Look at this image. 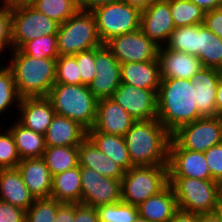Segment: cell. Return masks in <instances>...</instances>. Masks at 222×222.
Masks as SVG:
<instances>
[{
  "label": "cell",
  "mask_w": 222,
  "mask_h": 222,
  "mask_svg": "<svg viewBox=\"0 0 222 222\" xmlns=\"http://www.w3.org/2000/svg\"><path fill=\"white\" fill-rule=\"evenodd\" d=\"M61 203L51 197L35 199L34 203L26 210V222H54Z\"/></svg>",
  "instance_id": "cell-38"
},
{
  "label": "cell",
  "mask_w": 222,
  "mask_h": 222,
  "mask_svg": "<svg viewBox=\"0 0 222 222\" xmlns=\"http://www.w3.org/2000/svg\"><path fill=\"white\" fill-rule=\"evenodd\" d=\"M0 126V169L16 168L21 161L13 135L11 131L5 127L4 132Z\"/></svg>",
  "instance_id": "cell-40"
},
{
  "label": "cell",
  "mask_w": 222,
  "mask_h": 222,
  "mask_svg": "<svg viewBox=\"0 0 222 222\" xmlns=\"http://www.w3.org/2000/svg\"><path fill=\"white\" fill-rule=\"evenodd\" d=\"M111 99L118 103L135 120L157 118V92L121 83Z\"/></svg>",
  "instance_id": "cell-14"
},
{
  "label": "cell",
  "mask_w": 222,
  "mask_h": 222,
  "mask_svg": "<svg viewBox=\"0 0 222 222\" xmlns=\"http://www.w3.org/2000/svg\"><path fill=\"white\" fill-rule=\"evenodd\" d=\"M171 138L183 149L204 153L222 143V117H201L179 127Z\"/></svg>",
  "instance_id": "cell-10"
},
{
  "label": "cell",
  "mask_w": 222,
  "mask_h": 222,
  "mask_svg": "<svg viewBox=\"0 0 222 222\" xmlns=\"http://www.w3.org/2000/svg\"><path fill=\"white\" fill-rule=\"evenodd\" d=\"M21 96L19 95L13 73L7 65L0 68V116L1 114L10 111V108L16 106V111L19 108ZM1 121V120H0Z\"/></svg>",
  "instance_id": "cell-35"
},
{
  "label": "cell",
  "mask_w": 222,
  "mask_h": 222,
  "mask_svg": "<svg viewBox=\"0 0 222 222\" xmlns=\"http://www.w3.org/2000/svg\"><path fill=\"white\" fill-rule=\"evenodd\" d=\"M204 156L212 179L217 181L222 176V143L209 148Z\"/></svg>",
  "instance_id": "cell-43"
},
{
  "label": "cell",
  "mask_w": 222,
  "mask_h": 222,
  "mask_svg": "<svg viewBox=\"0 0 222 222\" xmlns=\"http://www.w3.org/2000/svg\"><path fill=\"white\" fill-rule=\"evenodd\" d=\"M75 222H99L96 209L75 203Z\"/></svg>",
  "instance_id": "cell-46"
},
{
  "label": "cell",
  "mask_w": 222,
  "mask_h": 222,
  "mask_svg": "<svg viewBox=\"0 0 222 222\" xmlns=\"http://www.w3.org/2000/svg\"><path fill=\"white\" fill-rule=\"evenodd\" d=\"M20 50L34 58L57 59L59 57L57 34L41 36L26 42Z\"/></svg>",
  "instance_id": "cell-37"
},
{
  "label": "cell",
  "mask_w": 222,
  "mask_h": 222,
  "mask_svg": "<svg viewBox=\"0 0 222 222\" xmlns=\"http://www.w3.org/2000/svg\"><path fill=\"white\" fill-rule=\"evenodd\" d=\"M11 18V8L0 6V59L4 57V51H13V44L11 39Z\"/></svg>",
  "instance_id": "cell-42"
},
{
  "label": "cell",
  "mask_w": 222,
  "mask_h": 222,
  "mask_svg": "<svg viewBox=\"0 0 222 222\" xmlns=\"http://www.w3.org/2000/svg\"><path fill=\"white\" fill-rule=\"evenodd\" d=\"M7 66L21 98L47 97L55 84L56 59L34 58L20 49L10 52Z\"/></svg>",
  "instance_id": "cell-3"
},
{
  "label": "cell",
  "mask_w": 222,
  "mask_h": 222,
  "mask_svg": "<svg viewBox=\"0 0 222 222\" xmlns=\"http://www.w3.org/2000/svg\"><path fill=\"white\" fill-rule=\"evenodd\" d=\"M2 60H3V59L0 60V68L4 65V64L1 63ZM1 64H2V65H1Z\"/></svg>",
  "instance_id": "cell-57"
},
{
  "label": "cell",
  "mask_w": 222,
  "mask_h": 222,
  "mask_svg": "<svg viewBox=\"0 0 222 222\" xmlns=\"http://www.w3.org/2000/svg\"><path fill=\"white\" fill-rule=\"evenodd\" d=\"M120 68L121 64L106 45L95 48L96 75L88 88L98 100L111 98L120 86Z\"/></svg>",
  "instance_id": "cell-13"
},
{
  "label": "cell",
  "mask_w": 222,
  "mask_h": 222,
  "mask_svg": "<svg viewBox=\"0 0 222 222\" xmlns=\"http://www.w3.org/2000/svg\"><path fill=\"white\" fill-rule=\"evenodd\" d=\"M0 200L27 210L35 201L16 168L0 169Z\"/></svg>",
  "instance_id": "cell-25"
},
{
  "label": "cell",
  "mask_w": 222,
  "mask_h": 222,
  "mask_svg": "<svg viewBox=\"0 0 222 222\" xmlns=\"http://www.w3.org/2000/svg\"><path fill=\"white\" fill-rule=\"evenodd\" d=\"M216 182H217V188H218V199H219L220 205L222 206V176Z\"/></svg>",
  "instance_id": "cell-55"
},
{
  "label": "cell",
  "mask_w": 222,
  "mask_h": 222,
  "mask_svg": "<svg viewBox=\"0 0 222 222\" xmlns=\"http://www.w3.org/2000/svg\"><path fill=\"white\" fill-rule=\"evenodd\" d=\"M169 222H199V214L178 209Z\"/></svg>",
  "instance_id": "cell-49"
},
{
  "label": "cell",
  "mask_w": 222,
  "mask_h": 222,
  "mask_svg": "<svg viewBox=\"0 0 222 222\" xmlns=\"http://www.w3.org/2000/svg\"><path fill=\"white\" fill-rule=\"evenodd\" d=\"M8 129L13 135L16 149L20 159L39 158L43 156L46 149L44 135L26 128L18 120Z\"/></svg>",
  "instance_id": "cell-28"
},
{
  "label": "cell",
  "mask_w": 222,
  "mask_h": 222,
  "mask_svg": "<svg viewBox=\"0 0 222 222\" xmlns=\"http://www.w3.org/2000/svg\"><path fill=\"white\" fill-rule=\"evenodd\" d=\"M205 12L222 7V0H190Z\"/></svg>",
  "instance_id": "cell-50"
},
{
  "label": "cell",
  "mask_w": 222,
  "mask_h": 222,
  "mask_svg": "<svg viewBox=\"0 0 222 222\" xmlns=\"http://www.w3.org/2000/svg\"><path fill=\"white\" fill-rule=\"evenodd\" d=\"M11 39L13 49L41 36L57 34L59 23L37 11L31 5L11 8Z\"/></svg>",
  "instance_id": "cell-9"
},
{
  "label": "cell",
  "mask_w": 222,
  "mask_h": 222,
  "mask_svg": "<svg viewBox=\"0 0 222 222\" xmlns=\"http://www.w3.org/2000/svg\"><path fill=\"white\" fill-rule=\"evenodd\" d=\"M55 114L47 97L21 98L16 119L26 128L45 135Z\"/></svg>",
  "instance_id": "cell-19"
},
{
  "label": "cell",
  "mask_w": 222,
  "mask_h": 222,
  "mask_svg": "<svg viewBox=\"0 0 222 222\" xmlns=\"http://www.w3.org/2000/svg\"><path fill=\"white\" fill-rule=\"evenodd\" d=\"M42 158L53 176L79 165L78 146H46Z\"/></svg>",
  "instance_id": "cell-31"
},
{
  "label": "cell",
  "mask_w": 222,
  "mask_h": 222,
  "mask_svg": "<svg viewBox=\"0 0 222 222\" xmlns=\"http://www.w3.org/2000/svg\"><path fill=\"white\" fill-rule=\"evenodd\" d=\"M76 58L81 84L88 86L96 75L95 69V48L82 51L73 55Z\"/></svg>",
  "instance_id": "cell-41"
},
{
  "label": "cell",
  "mask_w": 222,
  "mask_h": 222,
  "mask_svg": "<svg viewBox=\"0 0 222 222\" xmlns=\"http://www.w3.org/2000/svg\"><path fill=\"white\" fill-rule=\"evenodd\" d=\"M122 1L142 11L148 8L155 0H122Z\"/></svg>",
  "instance_id": "cell-52"
},
{
  "label": "cell",
  "mask_w": 222,
  "mask_h": 222,
  "mask_svg": "<svg viewBox=\"0 0 222 222\" xmlns=\"http://www.w3.org/2000/svg\"><path fill=\"white\" fill-rule=\"evenodd\" d=\"M203 67L222 70V39L199 24L198 56Z\"/></svg>",
  "instance_id": "cell-30"
},
{
  "label": "cell",
  "mask_w": 222,
  "mask_h": 222,
  "mask_svg": "<svg viewBox=\"0 0 222 222\" xmlns=\"http://www.w3.org/2000/svg\"><path fill=\"white\" fill-rule=\"evenodd\" d=\"M0 2L2 7L12 8L21 5H30L33 0H1Z\"/></svg>",
  "instance_id": "cell-54"
},
{
  "label": "cell",
  "mask_w": 222,
  "mask_h": 222,
  "mask_svg": "<svg viewBox=\"0 0 222 222\" xmlns=\"http://www.w3.org/2000/svg\"><path fill=\"white\" fill-rule=\"evenodd\" d=\"M178 209L195 214L214 213L222 209L215 180L168 177Z\"/></svg>",
  "instance_id": "cell-5"
},
{
  "label": "cell",
  "mask_w": 222,
  "mask_h": 222,
  "mask_svg": "<svg viewBox=\"0 0 222 222\" xmlns=\"http://www.w3.org/2000/svg\"><path fill=\"white\" fill-rule=\"evenodd\" d=\"M174 29L170 0H155L141 11L140 30L158 47L166 45Z\"/></svg>",
  "instance_id": "cell-16"
},
{
  "label": "cell",
  "mask_w": 222,
  "mask_h": 222,
  "mask_svg": "<svg viewBox=\"0 0 222 222\" xmlns=\"http://www.w3.org/2000/svg\"><path fill=\"white\" fill-rule=\"evenodd\" d=\"M99 222H133L139 215L138 207L124 201L95 208Z\"/></svg>",
  "instance_id": "cell-36"
},
{
  "label": "cell",
  "mask_w": 222,
  "mask_h": 222,
  "mask_svg": "<svg viewBox=\"0 0 222 222\" xmlns=\"http://www.w3.org/2000/svg\"><path fill=\"white\" fill-rule=\"evenodd\" d=\"M78 159L79 165L89 167L103 176L121 180L125 174V170L101 152L88 137L78 145Z\"/></svg>",
  "instance_id": "cell-24"
},
{
  "label": "cell",
  "mask_w": 222,
  "mask_h": 222,
  "mask_svg": "<svg viewBox=\"0 0 222 222\" xmlns=\"http://www.w3.org/2000/svg\"><path fill=\"white\" fill-rule=\"evenodd\" d=\"M80 174L81 204L96 208L121 201V180L103 176L81 165Z\"/></svg>",
  "instance_id": "cell-11"
},
{
  "label": "cell",
  "mask_w": 222,
  "mask_h": 222,
  "mask_svg": "<svg viewBox=\"0 0 222 222\" xmlns=\"http://www.w3.org/2000/svg\"><path fill=\"white\" fill-rule=\"evenodd\" d=\"M199 24L175 28L166 43L168 49L198 56Z\"/></svg>",
  "instance_id": "cell-32"
},
{
  "label": "cell",
  "mask_w": 222,
  "mask_h": 222,
  "mask_svg": "<svg viewBox=\"0 0 222 222\" xmlns=\"http://www.w3.org/2000/svg\"><path fill=\"white\" fill-rule=\"evenodd\" d=\"M167 166L168 177L213 180L204 153L183 149L172 138Z\"/></svg>",
  "instance_id": "cell-15"
},
{
  "label": "cell",
  "mask_w": 222,
  "mask_h": 222,
  "mask_svg": "<svg viewBox=\"0 0 222 222\" xmlns=\"http://www.w3.org/2000/svg\"><path fill=\"white\" fill-rule=\"evenodd\" d=\"M137 207L139 215L149 222H169L178 210L174 191L169 184Z\"/></svg>",
  "instance_id": "cell-26"
},
{
  "label": "cell",
  "mask_w": 222,
  "mask_h": 222,
  "mask_svg": "<svg viewBox=\"0 0 222 222\" xmlns=\"http://www.w3.org/2000/svg\"><path fill=\"white\" fill-rule=\"evenodd\" d=\"M47 98L57 115L80 123L87 130L95 123L98 99L88 86L55 83Z\"/></svg>",
  "instance_id": "cell-4"
},
{
  "label": "cell",
  "mask_w": 222,
  "mask_h": 222,
  "mask_svg": "<svg viewBox=\"0 0 222 222\" xmlns=\"http://www.w3.org/2000/svg\"><path fill=\"white\" fill-rule=\"evenodd\" d=\"M86 137L87 129L80 123L57 114L44 135L45 145L51 147L78 146Z\"/></svg>",
  "instance_id": "cell-22"
},
{
  "label": "cell",
  "mask_w": 222,
  "mask_h": 222,
  "mask_svg": "<svg viewBox=\"0 0 222 222\" xmlns=\"http://www.w3.org/2000/svg\"><path fill=\"white\" fill-rule=\"evenodd\" d=\"M57 45L59 56L74 55L102 46L92 12L78 10L64 23L59 24Z\"/></svg>",
  "instance_id": "cell-6"
},
{
  "label": "cell",
  "mask_w": 222,
  "mask_h": 222,
  "mask_svg": "<svg viewBox=\"0 0 222 222\" xmlns=\"http://www.w3.org/2000/svg\"><path fill=\"white\" fill-rule=\"evenodd\" d=\"M199 222H222V209L208 214H199Z\"/></svg>",
  "instance_id": "cell-51"
},
{
  "label": "cell",
  "mask_w": 222,
  "mask_h": 222,
  "mask_svg": "<svg viewBox=\"0 0 222 222\" xmlns=\"http://www.w3.org/2000/svg\"><path fill=\"white\" fill-rule=\"evenodd\" d=\"M87 137L101 152L113 159L125 171L134 167L128 154L124 136L102 132H87Z\"/></svg>",
  "instance_id": "cell-29"
},
{
  "label": "cell",
  "mask_w": 222,
  "mask_h": 222,
  "mask_svg": "<svg viewBox=\"0 0 222 222\" xmlns=\"http://www.w3.org/2000/svg\"><path fill=\"white\" fill-rule=\"evenodd\" d=\"M120 76L121 83L151 89L157 93L162 80L158 60L123 63L120 68Z\"/></svg>",
  "instance_id": "cell-23"
},
{
  "label": "cell",
  "mask_w": 222,
  "mask_h": 222,
  "mask_svg": "<svg viewBox=\"0 0 222 222\" xmlns=\"http://www.w3.org/2000/svg\"><path fill=\"white\" fill-rule=\"evenodd\" d=\"M133 222H149V221L145 219L144 217H141L140 215H138V217Z\"/></svg>",
  "instance_id": "cell-56"
},
{
  "label": "cell",
  "mask_w": 222,
  "mask_h": 222,
  "mask_svg": "<svg viewBox=\"0 0 222 222\" xmlns=\"http://www.w3.org/2000/svg\"><path fill=\"white\" fill-rule=\"evenodd\" d=\"M17 169L35 199L51 197L53 176L42 157L22 159Z\"/></svg>",
  "instance_id": "cell-21"
},
{
  "label": "cell",
  "mask_w": 222,
  "mask_h": 222,
  "mask_svg": "<svg viewBox=\"0 0 222 222\" xmlns=\"http://www.w3.org/2000/svg\"><path fill=\"white\" fill-rule=\"evenodd\" d=\"M216 111L222 117V75L220 76L216 92Z\"/></svg>",
  "instance_id": "cell-53"
},
{
  "label": "cell",
  "mask_w": 222,
  "mask_h": 222,
  "mask_svg": "<svg viewBox=\"0 0 222 222\" xmlns=\"http://www.w3.org/2000/svg\"><path fill=\"white\" fill-rule=\"evenodd\" d=\"M168 184L167 165L131 167L121 179V200L139 206Z\"/></svg>",
  "instance_id": "cell-7"
},
{
  "label": "cell",
  "mask_w": 222,
  "mask_h": 222,
  "mask_svg": "<svg viewBox=\"0 0 222 222\" xmlns=\"http://www.w3.org/2000/svg\"><path fill=\"white\" fill-rule=\"evenodd\" d=\"M203 25L222 39V7L205 12Z\"/></svg>",
  "instance_id": "cell-45"
},
{
  "label": "cell",
  "mask_w": 222,
  "mask_h": 222,
  "mask_svg": "<svg viewBox=\"0 0 222 222\" xmlns=\"http://www.w3.org/2000/svg\"><path fill=\"white\" fill-rule=\"evenodd\" d=\"M117 1H120V0H77V3H78L79 10L91 11L98 6L117 2Z\"/></svg>",
  "instance_id": "cell-48"
},
{
  "label": "cell",
  "mask_w": 222,
  "mask_h": 222,
  "mask_svg": "<svg viewBox=\"0 0 222 222\" xmlns=\"http://www.w3.org/2000/svg\"><path fill=\"white\" fill-rule=\"evenodd\" d=\"M0 222H26V211L0 200Z\"/></svg>",
  "instance_id": "cell-44"
},
{
  "label": "cell",
  "mask_w": 222,
  "mask_h": 222,
  "mask_svg": "<svg viewBox=\"0 0 222 222\" xmlns=\"http://www.w3.org/2000/svg\"><path fill=\"white\" fill-rule=\"evenodd\" d=\"M135 119L111 98L98 100L96 119L87 132H102L124 136Z\"/></svg>",
  "instance_id": "cell-17"
},
{
  "label": "cell",
  "mask_w": 222,
  "mask_h": 222,
  "mask_svg": "<svg viewBox=\"0 0 222 222\" xmlns=\"http://www.w3.org/2000/svg\"><path fill=\"white\" fill-rule=\"evenodd\" d=\"M81 192L80 165L53 175L51 198L62 203L81 204Z\"/></svg>",
  "instance_id": "cell-27"
},
{
  "label": "cell",
  "mask_w": 222,
  "mask_h": 222,
  "mask_svg": "<svg viewBox=\"0 0 222 222\" xmlns=\"http://www.w3.org/2000/svg\"><path fill=\"white\" fill-rule=\"evenodd\" d=\"M30 5L59 24L79 10L77 0H33Z\"/></svg>",
  "instance_id": "cell-34"
},
{
  "label": "cell",
  "mask_w": 222,
  "mask_h": 222,
  "mask_svg": "<svg viewBox=\"0 0 222 222\" xmlns=\"http://www.w3.org/2000/svg\"><path fill=\"white\" fill-rule=\"evenodd\" d=\"M55 83L81 84L79 67L73 55H61L56 59Z\"/></svg>",
  "instance_id": "cell-39"
},
{
  "label": "cell",
  "mask_w": 222,
  "mask_h": 222,
  "mask_svg": "<svg viewBox=\"0 0 222 222\" xmlns=\"http://www.w3.org/2000/svg\"><path fill=\"white\" fill-rule=\"evenodd\" d=\"M54 222H75V203H61Z\"/></svg>",
  "instance_id": "cell-47"
},
{
  "label": "cell",
  "mask_w": 222,
  "mask_h": 222,
  "mask_svg": "<svg viewBox=\"0 0 222 222\" xmlns=\"http://www.w3.org/2000/svg\"><path fill=\"white\" fill-rule=\"evenodd\" d=\"M221 75L220 70L203 67L192 76L191 83L196 92L195 104L202 117L218 116L216 92Z\"/></svg>",
  "instance_id": "cell-20"
},
{
  "label": "cell",
  "mask_w": 222,
  "mask_h": 222,
  "mask_svg": "<svg viewBox=\"0 0 222 222\" xmlns=\"http://www.w3.org/2000/svg\"><path fill=\"white\" fill-rule=\"evenodd\" d=\"M175 28L203 24L205 11L190 0H170Z\"/></svg>",
  "instance_id": "cell-33"
},
{
  "label": "cell",
  "mask_w": 222,
  "mask_h": 222,
  "mask_svg": "<svg viewBox=\"0 0 222 222\" xmlns=\"http://www.w3.org/2000/svg\"><path fill=\"white\" fill-rule=\"evenodd\" d=\"M195 101L196 92L190 79L162 78L157 93V119L172 134L202 117Z\"/></svg>",
  "instance_id": "cell-1"
},
{
  "label": "cell",
  "mask_w": 222,
  "mask_h": 222,
  "mask_svg": "<svg viewBox=\"0 0 222 222\" xmlns=\"http://www.w3.org/2000/svg\"><path fill=\"white\" fill-rule=\"evenodd\" d=\"M161 78L192 79L203 68L199 58L185 52L159 47L157 52Z\"/></svg>",
  "instance_id": "cell-18"
},
{
  "label": "cell",
  "mask_w": 222,
  "mask_h": 222,
  "mask_svg": "<svg viewBox=\"0 0 222 222\" xmlns=\"http://www.w3.org/2000/svg\"><path fill=\"white\" fill-rule=\"evenodd\" d=\"M105 45L120 64L158 60L157 52L159 47L140 29L113 37Z\"/></svg>",
  "instance_id": "cell-12"
},
{
  "label": "cell",
  "mask_w": 222,
  "mask_h": 222,
  "mask_svg": "<svg viewBox=\"0 0 222 222\" xmlns=\"http://www.w3.org/2000/svg\"><path fill=\"white\" fill-rule=\"evenodd\" d=\"M124 139L134 166L168 165L171 134L157 118L135 120Z\"/></svg>",
  "instance_id": "cell-2"
},
{
  "label": "cell",
  "mask_w": 222,
  "mask_h": 222,
  "mask_svg": "<svg viewBox=\"0 0 222 222\" xmlns=\"http://www.w3.org/2000/svg\"><path fill=\"white\" fill-rule=\"evenodd\" d=\"M91 12L103 45L113 37L140 29L141 11L122 0L98 6Z\"/></svg>",
  "instance_id": "cell-8"
}]
</instances>
